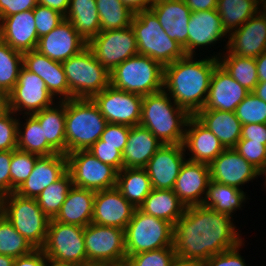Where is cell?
Returning <instances> with one entry per match:
<instances>
[{"label":"cell","mask_w":266,"mask_h":266,"mask_svg":"<svg viewBox=\"0 0 266 266\" xmlns=\"http://www.w3.org/2000/svg\"><path fill=\"white\" fill-rule=\"evenodd\" d=\"M232 216L203 205L186 207L174 225L177 257L205 262L210 257L244 242Z\"/></svg>","instance_id":"1"},{"label":"cell","mask_w":266,"mask_h":266,"mask_svg":"<svg viewBox=\"0 0 266 266\" xmlns=\"http://www.w3.org/2000/svg\"><path fill=\"white\" fill-rule=\"evenodd\" d=\"M184 58L164 67L163 90L170 98L190 115L203 109L209 92L210 81L218 58ZM198 61H197V60Z\"/></svg>","instance_id":"2"},{"label":"cell","mask_w":266,"mask_h":266,"mask_svg":"<svg viewBox=\"0 0 266 266\" xmlns=\"http://www.w3.org/2000/svg\"><path fill=\"white\" fill-rule=\"evenodd\" d=\"M190 116L162 90L143 96L139 125L147 128L163 145L182 144Z\"/></svg>","instance_id":"3"},{"label":"cell","mask_w":266,"mask_h":266,"mask_svg":"<svg viewBox=\"0 0 266 266\" xmlns=\"http://www.w3.org/2000/svg\"><path fill=\"white\" fill-rule=\"evenodd\" d=\"M65 118L66 154L89 150L108 123L90 98L65 100Z\"/></svg>","instance_id":"4"},{"label":"cell","mask_w":266,"mask_h":266,"mask_svg":"<svg viewBox=\"0 0 266 266\" xmlns=\"http://www.w3.org/2000/svg\"><path fill=\"white\" fill-rule=\"evenodd\" d=\"M131 27L140 55L152 58L163 67L186 56L183 47L165 33L151 10L135 13Z\"/></svg>","instance_id":"5"},{"label":"cell","mask_w":266,"mask_h":266,"mask_svg":"<svg viewBox=\"0 0 266 266\" xmlns=\"http://www.w3.org/2000/svg\"><path fill=\"white\" fill-rule=\"evenodd\" d=\"M164 67L152 58L137 54L110 72V85L141 96L163 90Z\"/></svg>","instance_id":"6"},{"label":"cell","mask_w":266,"mask_h":266,"mask_svg":"<svg viewBox=\"0 0 266 266\" xmlns=\"http://www.w3.org/2000/svg\"><path fill=\"white\" fill-rule=\"evenodd\" d=\"M0 212L35 249L44 246L50 219L42 212L37 199L12 192L0 201Z\"/></svg>","instance_id":"7"},{"label":"cell","mask_w":266,"mask_h":266,"mask_svg":"<svg viewBox=\"0 0 266 266\" xmlns=\"http://www.w3.org/2000/svg\"><path fill=\"white\" fill-rule=\"evenodd\" d=\"M174 225L136 208L125 228L127 256L174 247Z\"/></svg>","instance_id":"8"},{"label":"cell","mask_w":266,"mask_h":266,"mask_svg":"<svg viewBox=\"0 0 266 266\" xmlns=\"http://www.w3.org/2000/svg\"><path fill=\"white\" fill-rule=\"evenodd\" d=\"M72 98H92L110 85V73L87 46L62 62Z\"/></svg>","instance_id":"9"},{"label":"cell","mask_w":266,"mask_h":266,"mask_svg":"<svg viewBox=\"0 0 266 266\" xmlns=\"http://www.w3.org/2000/svg\"><path fill=\"white\" fill-rule=\"evenodd\" d=\"M41 249L48 260L56 263L73 266L88 264L84 245V227L51 219L46 241Z\"/></svg>","instance_id":"10"},{"label":"cell","mask_w":266,"mask_h":266,"mask_svg":"<svg viewBox=\"0 0 266 266\" xmlns=\"http://www.w3.org/2000/svg\"><path fill=\"white\" fill-rule=\"evenodd\" d=\"M67 171L71 174L73 186L101 191L116 187L118 171L92 155L88 150L66 154Z\"/></svg>","instance_id":"11"},{"label":"cell","mask_w":266,"mask_h":266,"mask_svg":"<svg viewBox=\"0 0 266 266\" xmlns=\"http://www.w3.org/2000/svg\"><path fill=\"white\" fill-rule=\"evenodd\" d=\"M84 245L88 263L125 262V230L90 223L84 227Z\"/></svg>","instance_id":"12"},{"label":"cell","mask_w":266,"mask_h":266,"mask_svg":"<svg viewBox=\"0 0 266 266\" xmlns=\"http://www.w3.org/2000/svg\"><path fill=\"white\" fill-rule=\"evenodd\" d=\"M88 47L109 73L123 61L139 54L131 25L119 30L100 31L88 42Z\"/></svg>","instance_id":"13"},{"label":"cell","mask_w":266,"mask_h":266,"mask_svg":"<svg viewBox=\"0 0 266 266\" xmlns=\"http://www.w3.org/2000/svg\"><path fill=\"white\" fill-rule=\"evenodd\" d=\"M91 99L108 123L124 124L131 127L139 125L143 96L118 90L109 85Z\"/></svg>","instance_id":"14"},{"label":"cell","mask_w":266,"mask_h":266,"mask_svg":"<svg viewBox=\"0 0 266 266\" xmlns=\"http://www.w3.org/2000/svg\"><path fill=\"white\" fill-rule=\"evenodd\" d=\"M48 92L45 82L35 73L28 71L24 66L20 69L16 85L9 93V107L15 113L32 115L55 102Z\"/></svg>","instance_id":"15"},{"label":"cell","mask_w":266,"mask_h":266,"mask_svg":"<svg viewBox=\"0 0 266 266\" xmlns=\"http://www.w3.org/2000/svg\"><path fill=\"white\" fill-rule=\"evenodd\" d=\"M182 144L161 146L148 161L145 170L154 189H173L182 165L187 160Z\"/></svg>","instance_id":"16"},{"label":"cell","mask_w":266,"mask_h":266,"mask_svg":"<svg viewBox=\"0 0 266 266\" xmlns=\"http://www.w3.org/2000/svg\"><path fill=\"white\" fill-rule=\"evenodd\" d=\"M224 49L241 57L256 58L266 51V12L262 9L228 35Z\"/></svg>","instance_id":"17"},{"label":"cell","mask_w":266,"mask_h":266,"mask_svg":"<svg viewBox=\"0 0 266 266\" xmlns=\"http://www.w3.org/2000/svg\"><path fill=\"white\" fill-rule=\"evenodd\" d=\"M209 170L211 181L240 190L244 184L260 176V171L233 148L225 149L214 159L209 164Z\"/></svg>","instance_id":"18"},{"label":"cell","mask_w":266,"mask_h":266,"mask_svg":"<svg viewBox=\"0 0 266 266\" xmlns=\"http://www.w3.org/2000/svg\"><path fill=\"white\" fill-rule=\"evenodd\" d=\"M87 46L88 43L74 29L72 23L64 19L48 34L39 38L36 50L51 60L64 62Z\"/></svg>","instance_id":"19"},{"label":"cell","mask_w":266,"mask_h":266,"mask_svg":"<svg viewBox=\"0 0 266 266\" xmlns=\"http://www.w3.org/2000/svg\"><path fill=\"white\" fill-rule=\"evenodd\" d=\"M135 209L116 187L96 191L92 223L125 230Z\"/></svg>","instance_id":"20"},{"label":"cell","mask_w":266,"mask_h":266,"mask_svg":"<svg viewBox=\"0 0 266 266\" xmlns=\"http://www.w3.org/2000/svg\"><path fill=\"white\" fill-rule=\"evenodd\" d=\"M210 180L208 164L186 160L175 181L173 191L186 207L202 205Z\"/></svg>","instance_id":"21"},{"label":"cell","mask_w":266,"mask_h":266,"mask_svg":"<svg viewBox=\"0 0 266 266\" xmlns=\"http://www.w3.org/2000/svg\"><path fill=\"white\" fill-rule=\"evenodd\" d=\"M250 93L218 63L211 77L208 97L203 109L235 112Z\"/></svg>","instance_id":"22"},{"label":"cell","mask_w":266,"mask_h":266,"mask_svg":"<svg viewBox=\"0 0 266 266\" xmlns=\"http://www.w3.org/2000/svg\"><path fill=\"white\" fill-rule=\"evenodd\" d=\"M23 66L45 82L48 92L54 98L59 97V101L71 99L62 62L51 60L35 49L23 53Z\"/></svg>","instance_id":"23"},{"label":"cell","mask_w":266,"mask_h":266,"mask_svg":"<svg viewBox=\"0 0 266 266\" xmlns=\"http://www.w3.org/2000/svg\"><path fill=\"white\" fill-rule=\"evenodd\" d=\"M67 172V156L51 154L39 156L27 180L15 191L20 196L37 199L50 184Z\"/></svg>","instance_id":"24"},{"label":"cell","mask_w":266,"mask_h":266,"mask_svg":"<svg viewBox=\"0 0 266 266\" xmlns=\"http://www.w3.org/2000/svg\"><path fill=\"white\" fill-rule=\"evenodd\" d=\"M182 145L185 152L191 153L187 160L208 165L225 150L219 139L194 115L187 121Z\"/></svg>","instance_id":"25"},{"label":"cell","mask_w":266,"mask_h":266,"mask_svg":"<svg viewBox=\"0 0 266 266\" xmlns=\"http://www.w3.org/2000/svg\"><path fill=\"white\" fill-rule=\"evenodd\" d=\"M228 37L217 9L191 12L188 23L187 55H197V48L215 46L217 41Z\"/></svg>","instance_id":"26"},{"label":"cell","mask_w":266,"mask_h":266,"mask_svg":"<svg viewBox=\"0 0 266 266\" xmlns=\"http://www.w3.org/2000/svg\"><path fill=\"white\" fill-rule=\"evenodd\" d=\"M0 39L12 49L27 52L37 48L39 38L33 10H26L0 21Z\"/></svg>","instance_id":"27"},{"label":"cell","mask_w":266,"mask_h":266,"mask_svg":"<svg viewBox=\"0 0 266 266\" xmlns=\"http://www.w3.org/2000/svg\"><path fill=\"white\" fill-rule=\"evenodd\" d=\"M150 10L158 18L165 33L177 41L187 55L188 23L191 9L184 0H155Z\"/></svg>","instance_id":"28"},{"label":"cell","mask_w":266,"mask_h":266,"mask_svg":"<svg viewBox=\"0 0 266 266\" xmlns=\"http://www.w3.org/2000/svg\"><path fill=\"white\" fill-rule=\"evenodd\" d=\"M163 144L145 127H130L128 141L122 153L123 168H145Z\"/></svg>","instance_id":"29"},{"label":"cell","mask_w":266,"mask_h":266,"mask_svg":"<svg viewBox=\"0 0 266 266\" xmlns=\"http://www.w3.org/2000/svg\"><path fill=\"white\" fill-rule=\"evenodd\" d=\"M96 192L73 186L63 202L55 221L85 227L92 223Z\"/></svg>","instance_id":"30"},{"label":"cell","mask_w":266,"mask_h":266,"mask_svg":"<svg viewBox=\"0 0 266 266\" xmlns=\"http://www.w3.org/2000/svg\"><path fill=\"white\" fill-rule=\"evenodd\" d=\"M194 116L219 139L225 149L234 148L240 140L242 124L235 112L201 109Z\"/></svg>","instance_id":"31"},{"label":"cell","mask_w":266,"mask_h":266,"mask_svg":"<svg viewBox=\"0 0 266 266\" xmlns=\"http://www.w3.org/2000/svg\"><path fill=\"white\" fill-rule=\"evenodd\" d=\"M139 209L146 214L164 219L175 225L184 214L186 206L180 201L173 189L152 188Z\"/></svg>","instance_id":"32"},{"label":"cell","mask_w":266,"mask_h":266,"mask_svg":"<svg viewBox=\"0 0 266 266\" xmlns=\"http://www.w3.org/2000/svg\"><path fill=\"white\" fill-rule=\"evenodd\" d=\"M56 103L32 115L39 121L41 128H43L44 138H46L47 142L58 153L66 155L65 101H58Z\"/></svg>","instance_id":"33"},{"label":"cell","mask_w":266,"mask_h":266,"mask_svg":"<svg viewBox=\"0 0 266 266\" xmlns=\"http://www.w3.org/2000/svg\"><path fill=\"white\" fill-rule=\"evenodd\" d=\"M65 19L87 43L101 31L96 0H70Z\"/></svg>","instance_id":"34"},{"label":"cell","mask_w":266,"mask_h":266,"mask_svg":"<svg viewBox=\"0 0 266 266\" xmlns=\"http://www.w3.org/2000/svg\"><path fill=\"white\" fill-rule=\"evenodd\" d=\"M116 188L135 208L144 202L152 190L145 168H123L117 174Z\"/></svg>","instance_id":"35"},{"label":"cell","mask_w":266,"mask_h":266,"mask_svg":"<svg viewBox=\"0 0 266 266\" xmlns=\"http://www.w3.org/2000/svg\"><path fill=\"white\" fill-rule=\"evenodd\" d=\"M247 199L248 196L242 189L210 180L202 205L216 212L232 216L237 209L241 210L242 204L246 203Z\"/></svg>","instance_id":"36"},{"label":"cell","mask_w":266,"mask_h":266,"mask_svg":"<svg viewBox=\"0 0 266 266\" xmlns=\"http://www.w3.org/2000/svg\"><path fill=\"white\" fill-rule=\"evenodd\" d=\"M262 0H218L217 12L229 35L262 9Z\"/></svg>","instance_id":"37"},{"label":"cell","mask_w":266,"mask_h":266,"mask_svg":"<svg viewBox=\"0 0 266 266\" xmlns=\"http://www.w3.org/2000/svg\"><path fill=\"white\" fill-rule=\"evenodd\" d=\"M26 116L25 123L18 120L17 149L38 156L57 154L58 152L44 138L39 121L33 115H23Z\"/></svg>","instance_id":"38"},{"label":"cell","mask_w":266,"mask_h":266,"mask_svg":"<svg viewBox=\"0 0 266 266\" xmlns=\"http://www.w3.org/2000/svg\"><path fill=\"white\" fill-rule=\"evenodd\" d=\"M217 53L219 64L234 78L240 85L252 92L259 80L257 77V66L255 58L241 57L231 54L227 49Z\"/></svg>","instance_id":"39"},{"label":"cell","mask_w":266,"mask_h":266,"mask_svg":"<svg viewBox=\"0 0 266 266\" xmlns=\"http://www.w3.org/2000/svg\"><path fill=\"white\" fill-rule=\"evenodd\" d=\"M101 31L119 30L131 25L134 13L121 0H96Z\"/></svg>","instance_id":"40"},{"label":"cell","mask_w":266,"mask_h":266,"mask_svg":"<svg viewBox=\"0 0 266 266\" xmlns=\"http://www.w3.org/2000/svg\"><path fill=\"white\" fill-rule=\"evenodd\" d=\"M72 187V177L67 171L59 180L46 187L38 196L39 207L50 220L54 219L60 211Z\"/></svg>","instance_id":"41"},{"label":"cell","mask_w":266,"mask_h":266,"mask_svg":"<svg viewBox=\"0 0 266 266\" xmlns=\"http://www.w3.org/2000/svg\"><path fill=\"white\" fill-rule=\"evenodd\" d=\"M23 67V53L0 39V91L9 94L16 85Z\"/></svg>","instance_id":"42"},{"label":"cell","mask_w":266,"mask_h":266,"mask_svg":"<svg viewBox=\"0 0 266 266\" xmlns=\"http://www.w3.org/2000/svg\"><path fill=\"white\" fill-rule=\"evenodd\" d=\"M34 249L0 212V254L18 258L31 253Z\"/></svg>","instance_id":"43"},{"label":"cell","mask_w":266,"mask_h":266,"mask_svg":"<svg viewBox=\"0 0 266 266\" xmlns=\"http://www.w3.org/2000/svg\"><path fill=\"white\" fill-rule=\"evenodd\" d=\"M38 155L12 150L10 162L11 193L15 192L30 176Z\"/></svg>","instance_id":"44"},{"label":"cell","mask_w":266,"mask_h":266,"mask_svg":"<svg viewBox=\"0 0 266 266\" xmlns=\"http://www.w3.org/2000/svg\"><path fill=\"white\" fill-rule=\"evenodd\" d=\"M236 117L242 125L266 124V102L250 92L236 107Z\"/></svg>","instance_id":"45"},{"label":"cell","mask_w":266,"mask_h":266,"mask_svg":"<svg viewBox=\"0 0 266 266\" xmlns=\"http://www.w3.org/2000/svg\"><path fill=\"white\" fill-rule=\"evenodd\" d=\"M175 257L174 247H166L127 256L125 262L129 266H171Z\"/></svg>","instance_id":"46"},{"label":"cell","mask_w":266,"mask_h":266,"mask_svg":"<svg viewBox=\"0 0 266 266\" xmlns=\"http://www.w3.org/2000/svg\"><path fill=\"white\" fill-rule=\"evenodd\" d=\"M15 115V116H14ZM15 112L9 110L0 117V152L17 149L18 120Z\"/></svg>","instance_id":"47"},{"label":"cell","mask_w":266,"mask_h":266,"mask_svg":"<svg viewBox=\"0 0 266 266\" xmlns=\"http://www.w3.org/2000/svg\"><path fill=\"white\" fill-rule=\"evenodd\" d=\"M33 15L38 38L48 34L65 19L63 14L40 4L33 9Z\"/></svg>","instance_id":"48"},{"label":"cell","mask_w":266,"mask_h":266,"mask_svg":"<svg viewBox=\"0 0 266 266\" xmlns=\"http://www.w3.org/2000/svg\"><path fill=\"white\" fill-rule=\"evenodd\" d=\"M233 149L259 171L266 165V145L260 142L240 139Z\"/></svg>","instance_id":"49"},{"label":"cell","mask_w":266,"mask_h":266,"mask_svg":"<svg viewBox=\"0 0 266 266\" xmlns=\"http://www.w3.org/2000/svg\"><path fill=\"white\" fill-rule=\"evenodd\" d=\"M130 127L124 124L107 123L101 138L93 145L116 146V149L123 153L128 141Z\"/></svg>","instance_id":"50"},{"label":"cell","mask_w":266,"mask_h":266,"mask_svg":"<svg viewBox=\"0 0 266 266\" xmlns=\"http://www.w3.org/2000/svg\"><path fill=\"white\" fill-rule=\"evenodd\" d=\"M101 162L114 167L118 172L123 169L122 153L111 145H92L88 150Z\"/></svg>","instance_id":"51"},{"label":"cell","mask_w":266,"mask_h":266,"mask_svg":"<svg viewBox=\"0 0 266 266\" xmlns=\"http://www.w3.org/2000/svg\"><path fill=\"white\" fill-rule=\"evenodd\" d=\"M243 245L244 243L242 242L233 249L213 255L202 264L203 266H247L244 257L239 253Z\"/></svg>","instance_id":"52"},{"label":"cell","mask_w":266,"mask_h":266,"mask_svg":"<svg viewBox=\"0 0 266 266\" xmlns=\"http://www.w3.org/2000/svg\"><path fill=\"white\" fill-rule=\"evenodd\" d=\"M12 151L0 152V201L11 193L10 162Z\"/></svg>","instance_id":"53"},{"label":"cell","mask_w":266,"mask_h":266,"mask_svg":"<svg viewBox=\"0 0 266 266\" xmlns=\"http://www.w3.org/2000/svg\"><path fill=\"white\" fill-rule=\"evenodd\" d=\"M37 4V0H0V21L19 12L33 10Z\"/></svg>","instance_id":"54"},{"label":"cell","mask_w":266,"mask_h":266,"mask_svg":"<svg viewBox=\"0 0 266 266\" xmlns=\"http://www.w3.org/2000/svg\"><path fill=\"white\" fill-rule=\"evenodd\" d=\"M240 139L252 140L266 145V124H245L242 125Z\"/></svg>","instance_id":"55"},{"label":"cell","mask_w":266,"mask_h":266,"mask_svg":"<svg viewBox=\"0 0 266 266\" xmlns=\"http://www.w3.org/2000/svg\"><path fill=\"white\" fill-rule=\"evenodd\" d=\"M47 257L42 249H34L31 253L15 258L13 266H45Z\"/></svg>","instance_id":"56"},{"label":"cell","mask_w":266,"mask_h":266,"mask_svg":"<svg viewBox=\"0 0 266 266\" xmlns=\"http://www.w3.org/2000/svg\"><path fill=\"white\" fill-rule=\"evenodd\" d=\"M191 12L217 9L218 0H184Z\"/></svg>","instance_id":"57"},{"label":"cell","mask_w":266,"mask_h":266,"mask_svg":"<svg viewBox=\"0 0 266 266\" xmlns=\"http://www.w3.org/2000/svg\"><path fill=\"white\" fill-rule=\"evenodd\" d=\"M134 14L140 11L150 10L155 0H121Z\"/></svg>","instance_id":"58"},{"label":"cell","mask_w":266,"mask_h":266,"mask_svg":"<svg viewBox=\"0 0 266 266\" xmlns=\"http://www.w3.org/2000/svg\"><path fill=\"white\" fill-rule=\"evenodd\" d=\"M69 1L70 0H37V3L56 10L65 16L69 8Z\"/></svg>","instance_id":"59"},{"label":"cell","mask_w":266,"mask_h":266,"mask_svg":"<svg viewBox=\"0 0 266 266\" xmlns=\"http://www.w3.org/2000/svg\"><path fill=\"white\" fill-rule=\"evenodd\" d=\"M259 82L266 81V51L255 58Z\"/></svg>","instance_id":"60"},{"label":"cell","mask_w":266,"mask_h":266,"mask_svg":"<svg viewBox=\"0 0 266 266\" xmlns=\"http://www.w3.org/2000/svg\"><path fill=\"white\" fill-rule=\"evenodd\" d=\"M171 266H203L202 262L175 257Z\"/></svg>","instance_id":"61"},{"label":"cell","mask_w":266,"mask_h":266,"mask_svg":"<svg viewBox=\"0 0 266 266\" xmlns=\"http://www.w3.org/2000/svg\"><path fill=\"white\" fill-rule=\"evenodd\" d=\"M9 110V94L0 91V117Z\"/></svg>","instance_id":"62"},{"label":"cell","mask_w":266,"mask_h":266,"mask_svg":"<svg viewBox=\"0 0 266 266\" xmlns=\"http://www.w3.org/2000/svg\"><path fill=\"white\" fill-rule=\"evenodd\" d=\"M252 93H254L256 96L266 102V81L258 82Z\"/></svg>","instance_id":"63"},{"label":"cell","mask_w":266,"mask_h":266,"mask_svg":"<svg viewBox=\"0 0 266 266\" xmlns=\"http://www.w3.org/2000/svg\"><path fill=\"white\" fill-rule=\"evenodd\" d=\"M15 258L0 254V266H13Z\"/></svg>","instance_id":"64"},{"label":"cell","mask_w":266,"mask_h":266,"mask_svg":"<svg viewBox=\"0 0 266 266\" xmlns=\"http://www.w3.org/2000/svg\"><path fill=\"white\" fill-rule=\"evenodd\" d=\"M85 266H119V263H111V262L88 263Z\"/></svg>","instance_id":"65"},{"label":"cell","mask_w":266,"mask_h":266,"mask_svg":"<svg viewBox=\"0 0 266 266\" xmlns=\"http://www.w3.org/2000/svg\"><path fill=\"white\" fill-rule=\"evenodd\" d=\"M45 266H73V265L60 264L47 259Z\"/></svg>","instance_id":"66"},{"label":"cell","mask_w":266,"mask_h":266,"mask_svg":"<svg viewBox=\"0 0 266 266\" xmlns=\"http://www.w3.org/2000/svg\"><path fill=\"white\" fill-rule=\"evenodd\" d=\"M259 177H262L261 175L265 176V186H266V165L260 170Z\"/></svg>","instance_id":"67"},{"label":"cell","mask_w":266,"mask_h":266,"mask_svg":"<svg viewBox=\"0 0 266 266\" xmlns=\"http://www.w3.org/2000/svg\"><path fill=\"white\" fill-rule=\"evenodd\" d=\"M119 266H129L126 262H119Z\"/></svg>","instance_id":"68"}]
</instances>
